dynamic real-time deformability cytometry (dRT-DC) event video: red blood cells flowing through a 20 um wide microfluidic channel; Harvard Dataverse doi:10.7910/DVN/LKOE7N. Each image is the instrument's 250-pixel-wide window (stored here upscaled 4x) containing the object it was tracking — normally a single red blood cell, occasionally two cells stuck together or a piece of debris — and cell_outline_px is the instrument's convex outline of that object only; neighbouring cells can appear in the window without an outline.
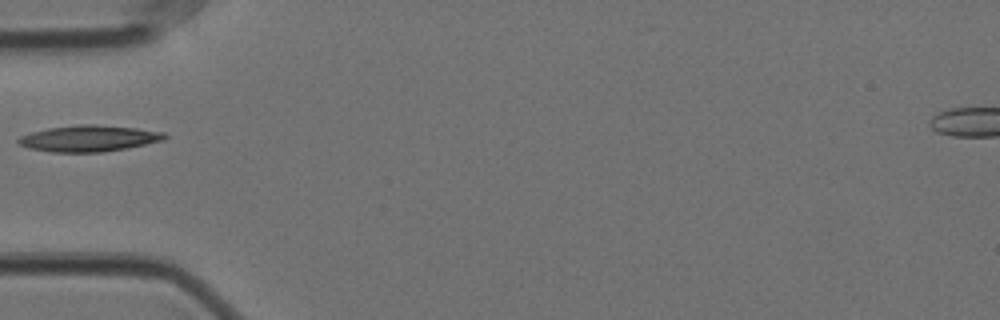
{"species": "Egyptian fruit bat (a non-hibernating species)", "species_latin": "Rousettus aegyptiacus", "temperature_condition": "cold", "stored_images_in_passage": 28, "camera_frame_rate_fps": 3000, "um_per_image_px": 0.085, "animal": {"sex": "female"}, "frame": {"image": 1, "passage_image": 1, "time_ms": 0.0, "image_size_px": [1000, 320], "cell_outline_px": [[168, 136], [164, 140], [124, 148], [100, 152], [52, 152], [28, 148], [20, 144], [16, 140], [20, 136], [32, 132], [48, 128], [80, 124], [92, 124], [136, 128], [164, 132]], "centroid_in_image_um": [7.53, 11.76], "position_along_channel_um": 77.5, "area_um2": 22.14}}
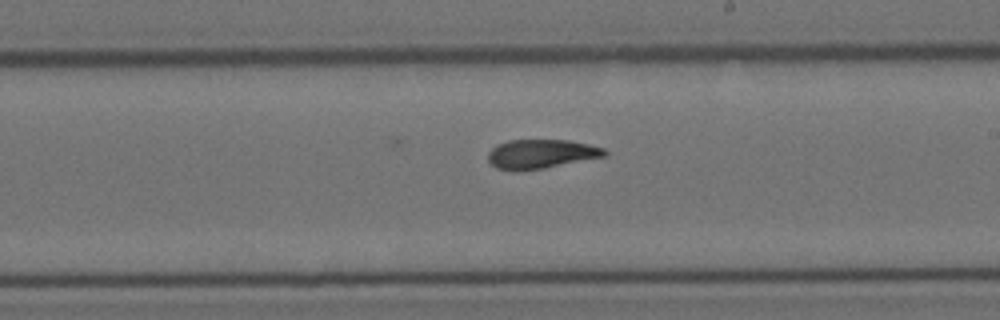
{"frame": {"image": 2, "passage_image": 15, "time_ms": 4.667, "image_size_px": [1000, 320], "cell_outline_px": [[608, 156], [544, 168], [496, 168], [488, 160], [488, 152], [496, 144], [508, 140], [568, 140], [588, 144], [604, 148], [608, 152]], "centroid_in_image_um": [46.05, 13.05], "position_along_channel_um": 242.9, "area_um2": 19.36}}
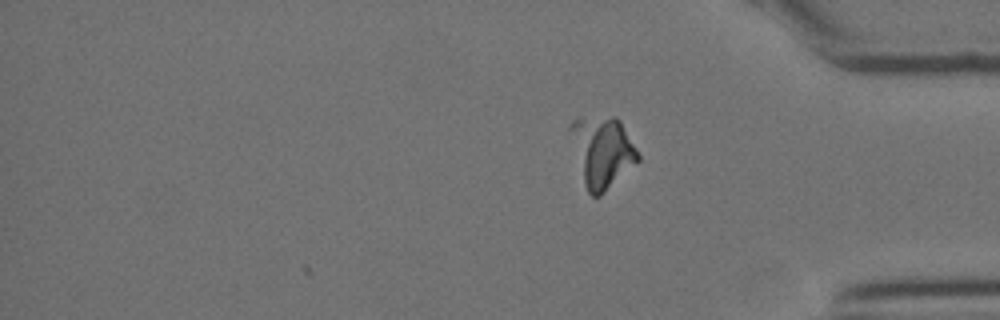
{"frame": {"image": 3, "passage_image": 28, "time_ms": 9.0, "image_size_px": [1000, 320], "cell_outline_px": [[640, 160], [600, 196], [592, 196], [588, 192], [584, 184], [568, 128], [568, 124], [572, 120], [612, 116], [616, 116], [620, 120], [636, 148], [640, 156]], "centroid_in_image_um": [51.19, 12.89], "position_along_channel_um": 384.0, "area_um2": 27.57}}